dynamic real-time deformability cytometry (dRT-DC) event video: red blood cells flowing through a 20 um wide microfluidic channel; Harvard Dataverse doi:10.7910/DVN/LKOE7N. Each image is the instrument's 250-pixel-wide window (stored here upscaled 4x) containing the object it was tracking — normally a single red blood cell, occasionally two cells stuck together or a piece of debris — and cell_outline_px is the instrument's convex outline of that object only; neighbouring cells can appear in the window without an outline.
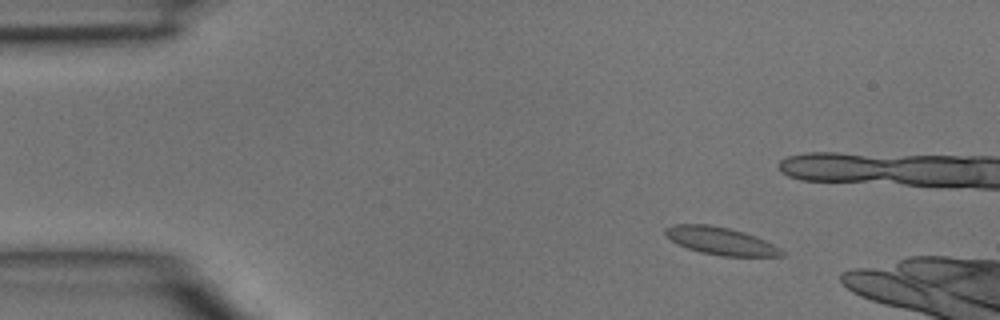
{"species": "common noctule bat (a hibernating species)", "species_latin": "Nyctalus noctula", "temperature_condition": "room temperature", "stored_images_in_passage": 4, "camera_frame_rate_fps": 3000, "um_per_image_px": 0.085, "animal": {"sex": "male", "body_mass_g": 15.6}, "frame": {"image": 1, "passage_image": 2, "time_ms": 0.333, "image_size_px": [1000, 320], "cell_outline_px": [[784, 256], [720, 256], [700, 252], [688, 248], [672, 240], [664, 232], [664, 228], [672, 224], [708, 224], [728, 228], [744, 232], [756, 236], [780, 248], [784, 252]], "centroid_in_image_um": [61.26, 20.47], "position_along_channel_um": 23.7, "area_um2": 18.55}}